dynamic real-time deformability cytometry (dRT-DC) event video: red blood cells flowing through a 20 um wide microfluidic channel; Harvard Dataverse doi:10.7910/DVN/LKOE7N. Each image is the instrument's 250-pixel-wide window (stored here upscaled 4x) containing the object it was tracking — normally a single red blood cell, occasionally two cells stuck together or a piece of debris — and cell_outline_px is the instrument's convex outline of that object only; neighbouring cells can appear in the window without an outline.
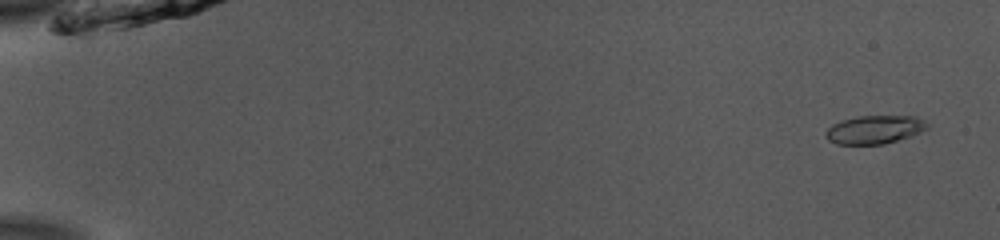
{"species": "common noctule bat (a hibernating species)", "species_latin": "Nyctalus noctula", "temperature_condition": "room temperature", "stored_images_in_passage": 50, "camera_frame_rate_fps": 3000, "um_per_image_px": 0.085, "animal": {"sex": "male", "body_mass_g": 13.0, "forearm_length_mm": 53.1}, "frame": {"image": 1, "passage_image": 3, "time_ms": 0.667, "image_size_px": [1000, 240], "cell_outline_px": [[928, 128], [912, 136], [884, 144], [836, 144], [828, 140], [824, 136], [824, 132], [832, 124], [844, 120], [860, 116], [916, 116], [924, 120], [928, 124]], "centroid_in_image_um": [74.34, 11.02], "position_along_channel_um": 10.7, "area_um2": 16.82}}
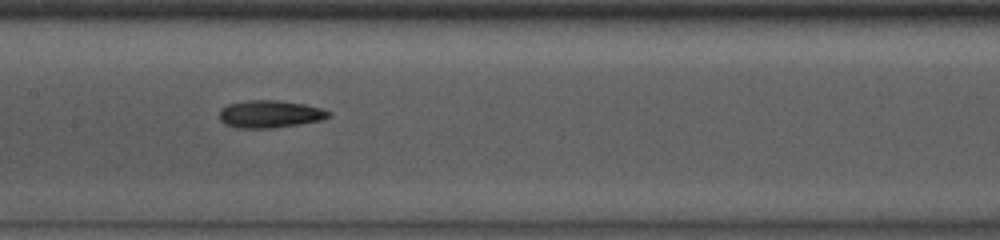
{"frame": {"image": 2, "passage_image": 28, "time_ms": 9.0, "image_size_px": [1000, 240], "cell_outline_px": [[332, 116], [320, 120], [300, 124], [272, 128], [236, 128], [224, 124], [220, 120], [220, 108], [228, 104], [248, 100], [280, 100], [304, 104], [320, 108], [332, 112]], "centroid_in_image_um": [22.94, 9.69], "position_along_channel_um": 184.5, "area_um2": 17.63}}
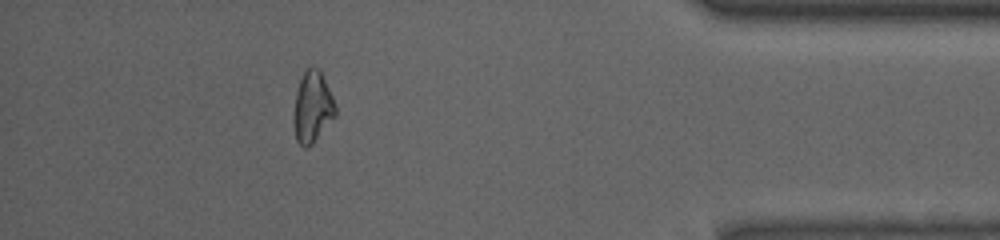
{"frame": {"image": 3, "passage_image": 48, "time_ms": 15.667, "image_size_px": [1000, 240], "cell_outline_px": [[336, 116], [312, 144], [304, 148], [296, 140], [292, 120], [292, 116], [296, 92], [300, 80], [304, 72], [308, 68], [320, 68], [332, 96], [336, 108]], "centroid_in_image_um": [26.54, 9.12], "position_along_channel_um": 408.7, "area_um2": 17.4}}